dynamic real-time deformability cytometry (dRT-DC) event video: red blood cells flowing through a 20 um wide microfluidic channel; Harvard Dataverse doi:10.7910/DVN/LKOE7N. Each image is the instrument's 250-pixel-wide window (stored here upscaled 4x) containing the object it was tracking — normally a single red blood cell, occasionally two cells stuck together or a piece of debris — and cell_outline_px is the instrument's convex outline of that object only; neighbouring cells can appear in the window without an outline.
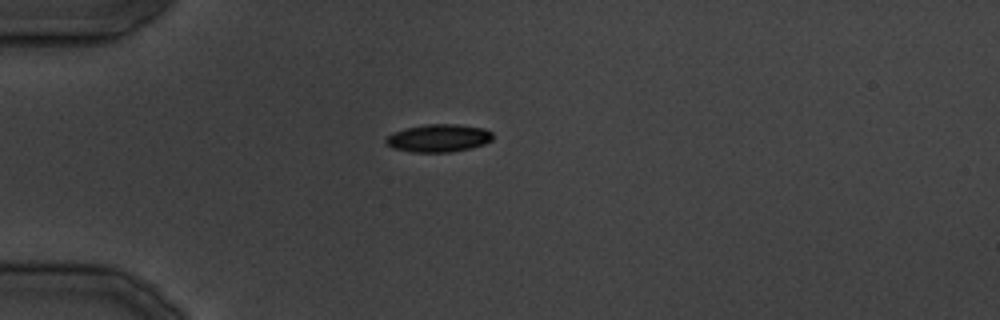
{"species": "common noctule bat (a hibernating species)", "species_latin": "Nyctalus noctula", "temperature_condition": "cold", "stored_images_in_passage": 18, "camera_frame_rate_fps": 3000, "um_per_image_px": 0.085, "animal": {"sex": "male", "body_mass_g": 19.5, "forearm_length_mm": 54.6}, "frame": {"image": 1, "passage_image": 1, "time_ms": 0.0, "image_size_px": [1000, 320], "cell_outline_px": [[492, 140], [484, 144], [472, 148], [452, 152], [412, 152], [392, 148], [384, 144], [384, 140], [392, 132], [404, 128], [428, 124], [456, 124], [484, 128], [492, 132]], "centroid_in_image_um": [37.25, 11.74], "position_along_channel_um": 47.8, "area_um2": 17.51}}
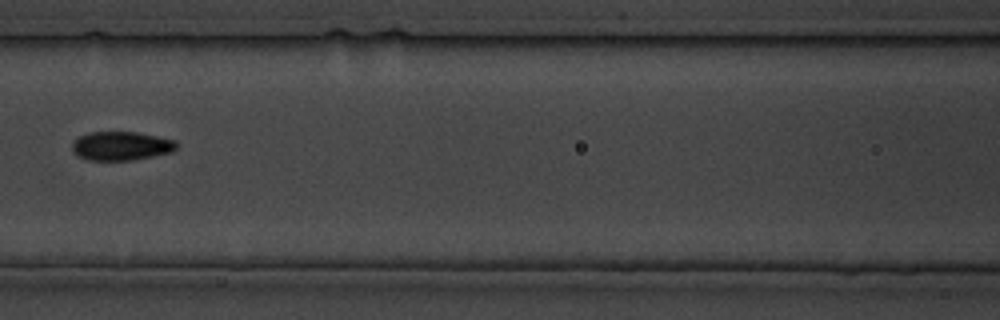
{"frame": {"image": 2, "passage_image": 8, "time_ms": 8.333, "image_size_px": [1000, 320], "cell_outline_px": [[176, 148], [172, 152], [132, 160], [88, 160], [76, 156], [72, 152], [72, 140], [88, 132], [136, 132], [176, 140]], "centroid_in_image_um": [10.24, 12.4], "position_along_channel_um": 156.4, "area_um2": 17.63}}